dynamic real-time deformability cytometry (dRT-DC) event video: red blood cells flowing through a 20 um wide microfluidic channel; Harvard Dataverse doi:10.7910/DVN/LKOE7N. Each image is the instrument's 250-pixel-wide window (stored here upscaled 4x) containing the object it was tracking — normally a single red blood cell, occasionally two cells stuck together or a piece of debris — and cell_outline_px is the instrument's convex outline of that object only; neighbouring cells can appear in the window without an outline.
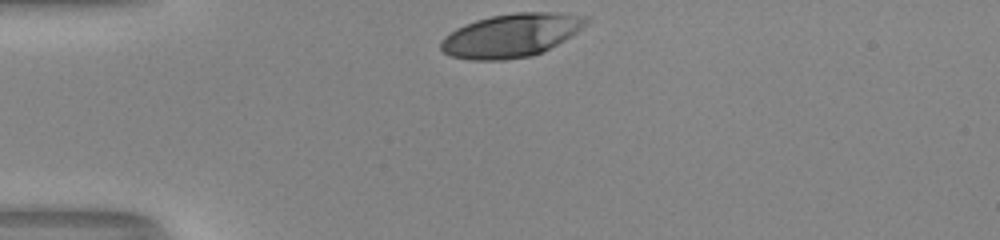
{"species": "human", "species_latin": "Homo sapiens", "temperature_condition": "room temperature", "stored_images_in_passage": 29, "camera_frame_rate_fps": 3000, "um_per_image_px": 0.085, "donor": {"sex": "male"}, "frame": {"image": 1, "passage_image": 1, "time_ms": 0.0, "image_size_px": [1000, 240], "cell_outline_px": [[588, 20], [576, 32], [564, 40], [544, 52], [532, 56], [504, 60], [472, 60], [452, 56], [444, 52], [440, 48], [440, 40], [444, 36], [456, 28], [476, 20], [492, 16], [516, 12], [556, 12], [588, 16]], "centroid_in_image_um": [43.43, 3.01], "position_along_channel_um": 41.6, "area_um2": 36.7}}
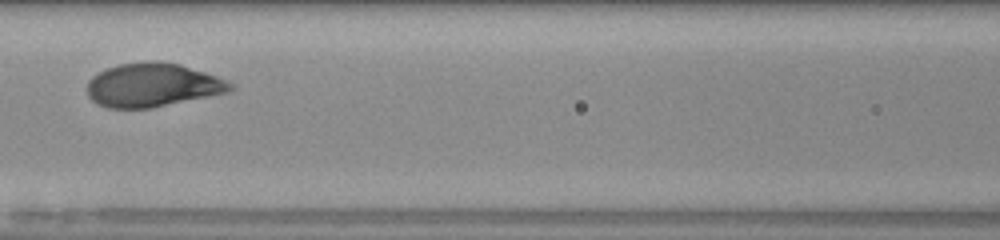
{"frame": {"image": 2, "passage_image": 12, "time_ms": 3.667, "image_size_px": [1000, 240], "cell_outline_px": [[236, 88], [228, 92], [152, 108], [108, 108], [92, 100], [88, 96], [88, 80], [92, 76], [108, 68], [120, 64], [144, 60], [160, 60], [180, 64], [216, 76], [232, 84]], "centroid_in_image_um": [12.97, 7.22], "position_along_channel_um": 153.6, "area_um2": 36.41}}
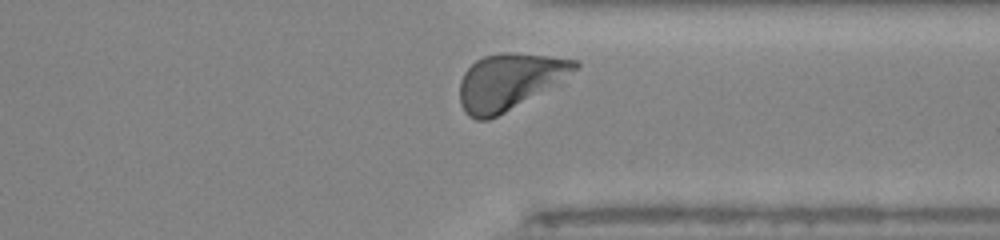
{"frame": {"image": 3, "passage_image": 28, "time_ms": 9.0, "image_size_px": [1000, 240], "cell_outline_px": [[580, 64], [564, 84], [488, 120], [476, 120], [468, 116], [464, 112], [460, 104], [460, 80], [464, 72], [476, 60], [484, 56], [504, 52], [512, 52], [548, 56], [576, 60]], "centroid_in_image_um": [43.36, 6.95], "position_along_channel_um": 368.0, "area_um2": 38.55}, "authors_computed_cell_mechanics": {"area_um2": 36.703, "velocity_mm_per_s": 4.0254, "shape_relaxation_time_tau1_ms": 2.2675, "shape_relaxation_time_tau2_ms": null, "deformation_change_tau1": 0.1639, "deformation_change_tau2": null}}